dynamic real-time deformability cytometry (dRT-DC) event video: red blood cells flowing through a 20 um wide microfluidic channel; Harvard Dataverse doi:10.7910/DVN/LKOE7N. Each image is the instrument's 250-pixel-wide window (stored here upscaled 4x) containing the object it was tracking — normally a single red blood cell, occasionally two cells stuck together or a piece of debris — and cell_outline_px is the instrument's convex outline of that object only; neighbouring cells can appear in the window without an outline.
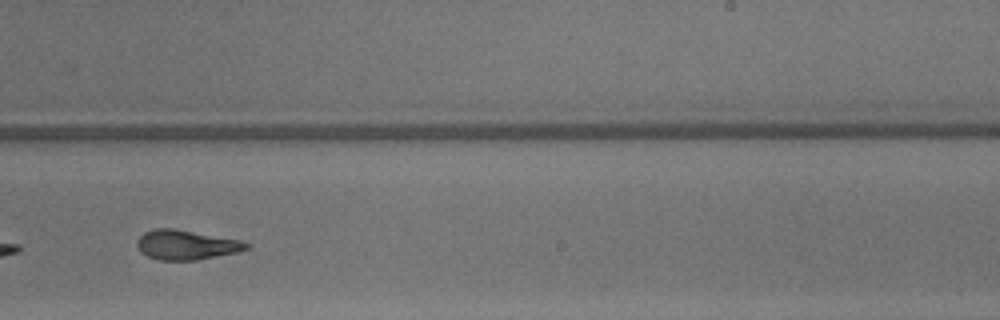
{"species": "common noctule bat (a hibernating species)", "species_latin": "Nyctalus noctula", "temperature_condition": "warm", "stored_images_in_passage": 19, "camera_frame_rate_fps": 3000, "um_per_image_px": 0.085, "animal": {"sex": "male", "body_mass_g": 13.3}, "frame": {"image": 1, "passage_image": 16, "time_ms": 5.0, "image_size_px": [1000, 320], "cell_outline_px": [[248, 248], [236, 252], [196, 260], [156, 260], [140, 252], [136, 248], [136, 240], [144, 232], [156, 228], [172, 228], [240, 240], [248, 244]], "centroid_in_image_um": [15.74, 20.81], "position_along_channel_um": 273.3, "area_um2": 18.73}}